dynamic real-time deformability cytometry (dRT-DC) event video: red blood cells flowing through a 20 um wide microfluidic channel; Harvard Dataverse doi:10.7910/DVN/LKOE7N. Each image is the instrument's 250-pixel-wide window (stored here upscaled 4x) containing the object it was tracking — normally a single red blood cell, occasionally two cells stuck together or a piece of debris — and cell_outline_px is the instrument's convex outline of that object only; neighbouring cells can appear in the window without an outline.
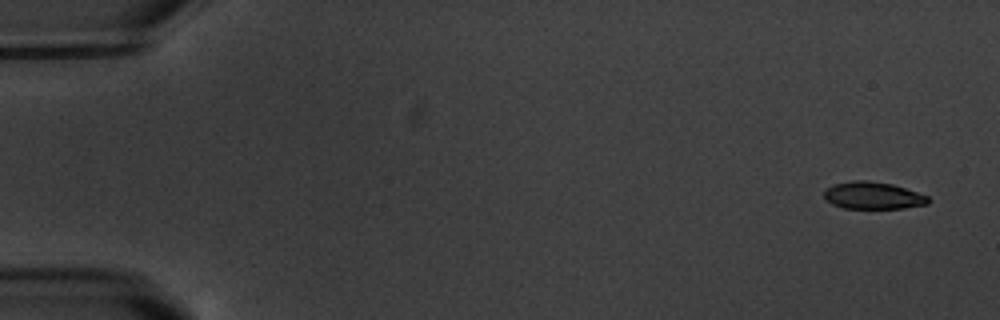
{"species": "common noctule bat (a hibernating species)", "species_latin": "Nyctalus noctula", "temperature_condition": "warm", "stored_images_in_passage": 5, "camera_frame_rate_fps": 3000, "um_per_image_px": 0.085, "animal": {"sex": "male", "body_mass_g": 20.1, "forearm_length_mm": 53.5}, "frame": {"image": 1, "passage_image": 1, "time_ms": 0.0, "image_size_px": [1000, 320], "cell_outline_px": [[928, 204], [904, 208], [844, 208], [832, 204], [824, 200], [824, 188], [832, 184], [852, 180], [868, 180], [892, 184], [928, 196]], "centroid_in_image_um": [74.13, 16.61], "position_along_channel_um": 10.9, "area_um2": 16.59}}
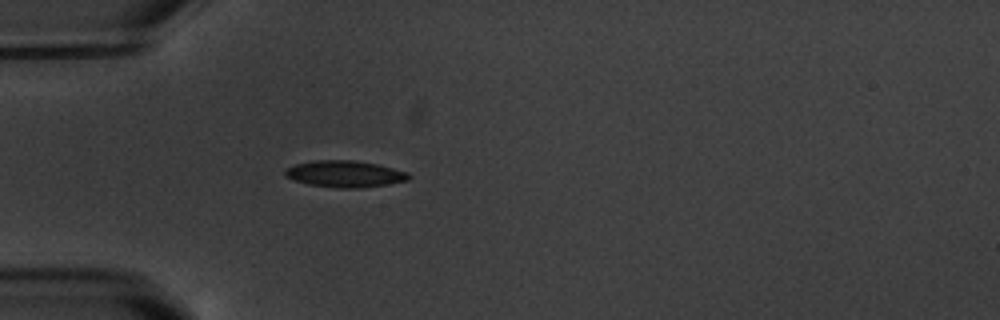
{"frame": {"image": 2, "passage_image": 5, "time_ms": 5.0, "image_size_px": [1000, 320], "cell_outline_px": [[412, 176], [408, 180], [388, 184], [360, 188], [336, 188], [308, 184], [292, 180], [284, 176], [284, 168], [296, 164], [312, 160], [356, 160], [376, 164], [408, 172]], "centroid_in_image_um": [29.27, 14.78], "position_along_channel_um": 55.7, "area_um2": 19.36}}